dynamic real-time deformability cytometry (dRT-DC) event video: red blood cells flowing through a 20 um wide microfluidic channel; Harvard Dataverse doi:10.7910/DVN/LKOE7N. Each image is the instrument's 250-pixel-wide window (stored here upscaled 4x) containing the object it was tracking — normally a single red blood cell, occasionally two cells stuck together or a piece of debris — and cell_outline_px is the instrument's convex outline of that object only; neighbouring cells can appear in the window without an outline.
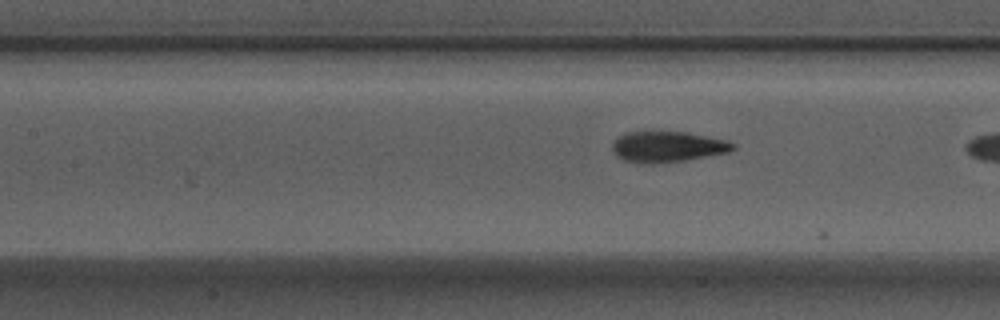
{"species": "Egyptian fruit bat (a non-hibernating species)", "species_latin": "Rousettus aegyptiacus", "temperature_condition": "warm", "stored_images_in_passage": 8, "camera_frame_rate_fps": 3000, "um_per_image_px": 0.085, "animal": {"sex": "male"}, "frame": {"image": 1, "passage_image": 8, "time_ms": 2.333, "image_size_px": [1000, 320], "cell_outline_px": [[736, 148], [728, 152], [684, 160], [624, 160], [616, 156], [612, 148], [612, 144], [620, 136], [628, 132], [688, 132], [728, 140], [736, 144]], "centroid_in_image_um": [56.83, 12.41], "position_along_channel_um": 150.6, "area_um2": 20.58}}